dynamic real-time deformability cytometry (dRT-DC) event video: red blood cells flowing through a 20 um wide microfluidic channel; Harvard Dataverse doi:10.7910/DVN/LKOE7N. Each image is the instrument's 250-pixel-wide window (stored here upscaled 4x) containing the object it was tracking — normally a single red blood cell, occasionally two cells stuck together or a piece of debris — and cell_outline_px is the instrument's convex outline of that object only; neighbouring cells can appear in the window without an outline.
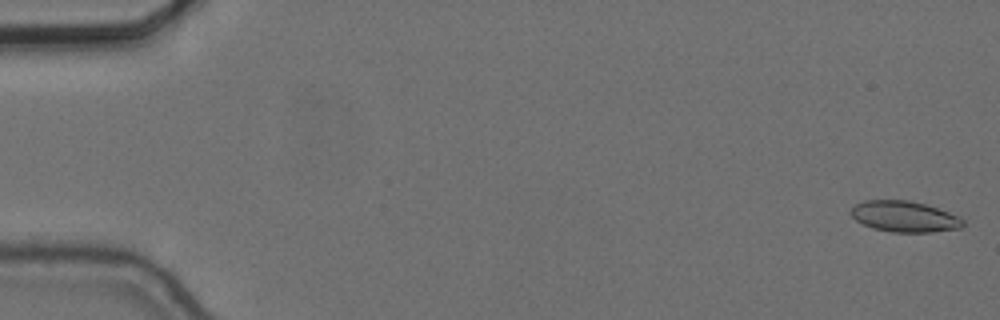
{"species": "common noctule bat (a hibernating species)", "species_latin": "Nyctalus noctula", "temperature_condition": "cold", "stored_images_in_passage": 56, "camera_frame_rate_fps": 3000, "um_per_image_px": 0.085, "animal": {"sex": "female", "body_mass_g": 24.6, "forearm_length_mm": 56.2}, "frame": {"image": 1, "passage_image": 1, "time_ms": 0.0, "image_size_px": [1000, 320], "cell_outline_px": [[964, 224], [960, 228], [932, 232], [892, 232], [872, 228], [856, 220], [848, 212], [856, 204], [864, 200], [908, 200], [924, 204], [948, 212], [964, 220]], "centroid_in_image_um": [76.84, 18.41], "position_along_channel_um": 8.2, "area_um2": 20.06}}
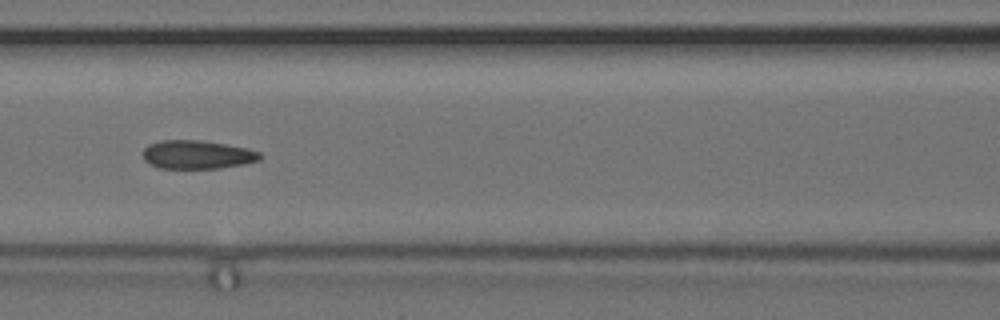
{"frame": {"image": 2, "passage_image": 25, "time_ms": 8.0, "image_size_px": [1000, 320], "cell_outline_px": [[264, 156], [260, 160], [244, 164], [220, 168], [160, 168], [148, 164], [144, 160], [144, 148], [148, 144], [160, 140], [200, 140], [248, 148], [260, 152]], "centroid_in_image_um": [16.78, 13.14], "position_along_channel_um": 149.8, "area_um2": 19.59}}
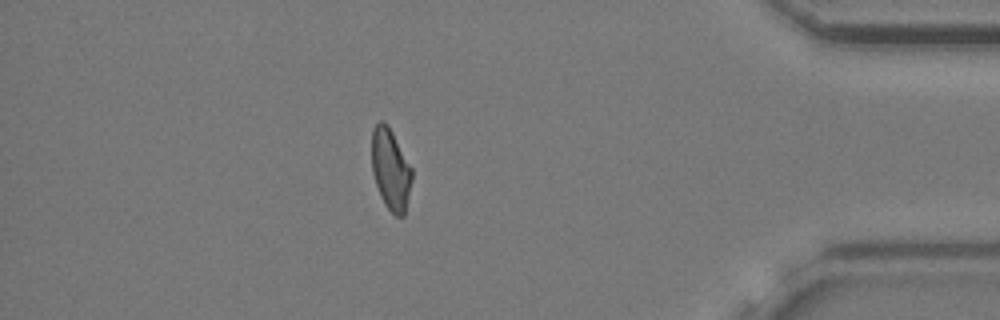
{"frame": {"image": 3, "passage_image": 49, "time_ms": 16.0, "image_size_px": [1000, 320], "cell_outline_px": [[412, 180], [404, 216], [396, 216], [384, 204], [380, 196], [372, 172], [372, 128], [380, 120], [384, 120], [388, 124], [412, 168]], "centroid_in_image_um": [33.2, 14.37], "position_along_channel_um": 402.0, "area_um2": 19.07}, "authors_computed_cell_mechanics": {"area_um2": 19.6231, "velocity_mm_per_s": 3.6641, "shape_relaxation_time_tau1_ms": null, "shape_relaxation_time_tau2_ms": 2.4196, "deformation_change_tau1": null, "deformation_change_tau2": 0.0963}}